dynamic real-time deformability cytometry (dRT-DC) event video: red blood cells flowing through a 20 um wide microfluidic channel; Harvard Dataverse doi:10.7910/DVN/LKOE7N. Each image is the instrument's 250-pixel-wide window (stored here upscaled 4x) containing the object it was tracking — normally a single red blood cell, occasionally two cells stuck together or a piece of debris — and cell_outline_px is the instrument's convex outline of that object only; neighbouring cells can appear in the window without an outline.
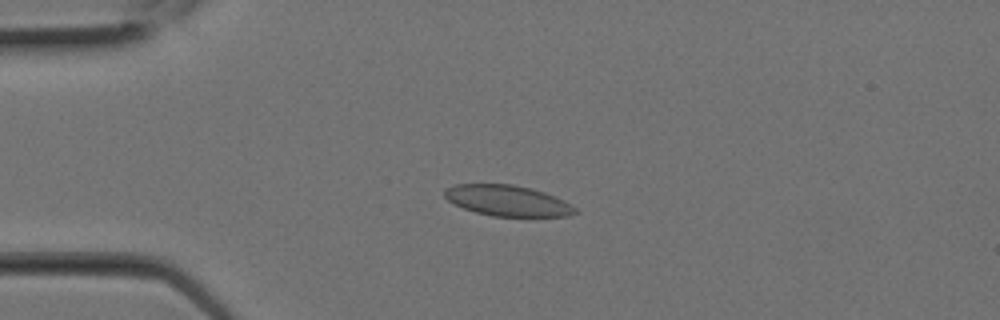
{"species": "Egyptian fruit bat (a non-hibernating species)", "species_latin": "Rousettus aegyptiacus", "temperature_condition": "room temperature", "stored_images_in_passage": 2, "camera_frame_rate_fps": 3000, "um_per_image_px": 0.085, "animal": {"sex": "female"}, "frame": {"image": 1, "passage_image": 2, "time_ms": 0.333, "image_size_px": [1000, 320], "cell_outline_px": [[580, 212], [568, 216], [492, 216], [476, 212], [464, 208], [448, 200], [444, 196], [444, 188], [456, 184], [512, 184], [532, 188], [544, 192], [564, 200], [576, 208]], "centroid_in_image_um": [43.15, 17.05], "position_along_channel_um": 41.8, "area_um2": 23.41}}